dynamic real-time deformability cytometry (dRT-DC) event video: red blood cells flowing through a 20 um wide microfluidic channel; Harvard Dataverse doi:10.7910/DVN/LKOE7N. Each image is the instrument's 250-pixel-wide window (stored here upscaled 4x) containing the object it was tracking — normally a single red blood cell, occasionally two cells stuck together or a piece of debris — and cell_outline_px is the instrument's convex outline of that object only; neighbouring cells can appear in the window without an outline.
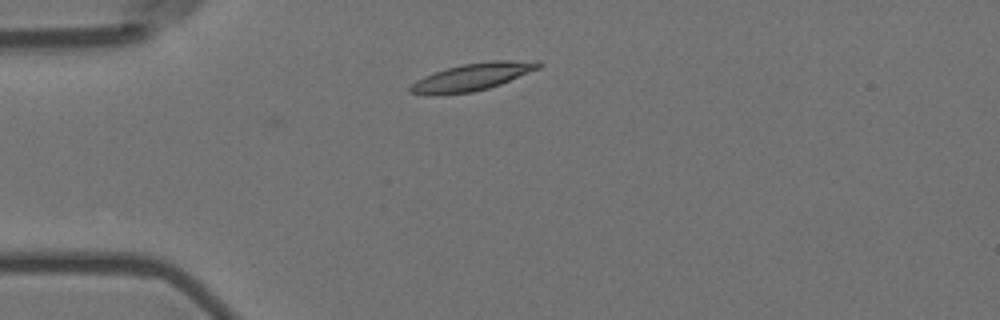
{"species": "Egyptian fruit bat (a non-hibernating species)", "species_latin": "Rousettus aegyptiacus", "temperature_condition": "room temperature", "stored_images_in_passage": 5, "camera_frame_rate_fps": 3000, "um_per_image_px": 0.085, "animal": {"sex": "female"}, "frame": {"image": 1, "passage_image": 5, "time_ms": 1.333, "image_size_px": [1000, 320], "cell_outline_px": [[544, 64], [540, 68], [500, 84], [488, 88], [472, 92], [408, 92], [408, 88], [416, 80], [424, 76], [448, 68], [464, 64], [492, 60], [540, 60]], "centroid_in_image_um": [40.31, 6.47], "position_along_channel_um": 44.7, "area_um2": 19.65}}